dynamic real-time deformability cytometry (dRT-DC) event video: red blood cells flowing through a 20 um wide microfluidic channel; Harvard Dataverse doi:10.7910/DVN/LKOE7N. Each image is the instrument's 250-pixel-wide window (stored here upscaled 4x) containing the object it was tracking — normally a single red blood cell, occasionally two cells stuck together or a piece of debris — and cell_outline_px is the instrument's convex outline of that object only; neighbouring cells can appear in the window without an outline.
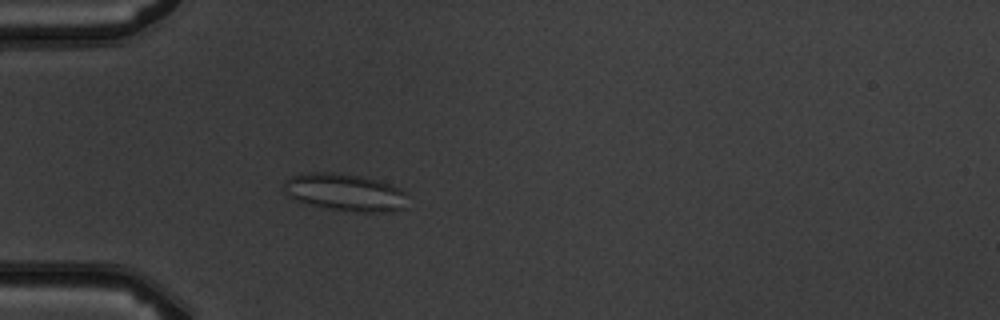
{"species": "common noctule bat (a hibernating species)", "species_latin": "Nyctalus noctula", "temperature_condition": "warm", "stored_images_in_passage": 5, "camera_frame_rate_fps": 3000, "um_per_image_px": 0.085, "animal": {"sex": "male", "body_mass_g": 19.5, "forearm_length_mm": 54.6}, "frame": {"image": 1, "passage_image": 5, "time_ms": 4.667, "image_size_px": [1000, 320], "cell_outline_px": [[408, 208], [392, 212], [356, 212], [328, 208], [308, 204], [296, 200], [288, 196], [284, 188], [284, 180], [292, 176], [308, 172], [340, 172], [380, 180], [392, 184], [408, 192]], "centroid_in_image_um": [29.42, 16.35], "position_along_channel_um": 55.6, "area_um2": 27.63}}